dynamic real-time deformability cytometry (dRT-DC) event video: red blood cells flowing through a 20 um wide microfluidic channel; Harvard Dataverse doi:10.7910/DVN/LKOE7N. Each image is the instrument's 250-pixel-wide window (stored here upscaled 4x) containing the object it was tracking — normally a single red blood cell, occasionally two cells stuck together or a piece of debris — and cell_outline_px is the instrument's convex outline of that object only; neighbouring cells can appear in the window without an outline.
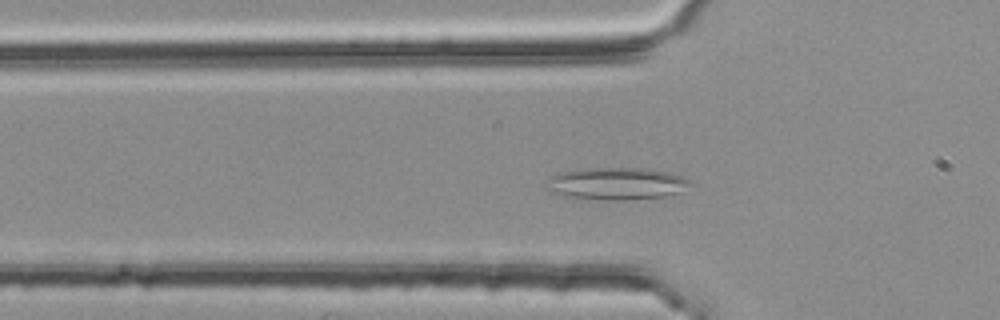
{"species": "common noctule bat (a hibernating species)", "species_latin": "Nyctalus noctula", "temperature_condition": "room temperature", "stored_images_in_passage": 44, "camera_frame_rate_fps": 3000, "um_per_image_px": 0.085, "animal": {"sex": "female", "body_mass_g": 25.1}, "frame": {"image": 1, "passage_image": 11, "time_ms": 3.333, "image_size_px": [1000, 320], "cell_outline_px": [[692, 184], [680, 192], [664, 196], [624, 200], [576, 200], [548, 192], [544, 188], [544, 184], [552, 176], [564, 172], [580, 168], [644, 168], [668, 172], [680, 176], [688, 180]], "centroid_in_image_um": [52.29, 15.63], "position_along_channel_um": 73.5, "area_um2": 27.51}}
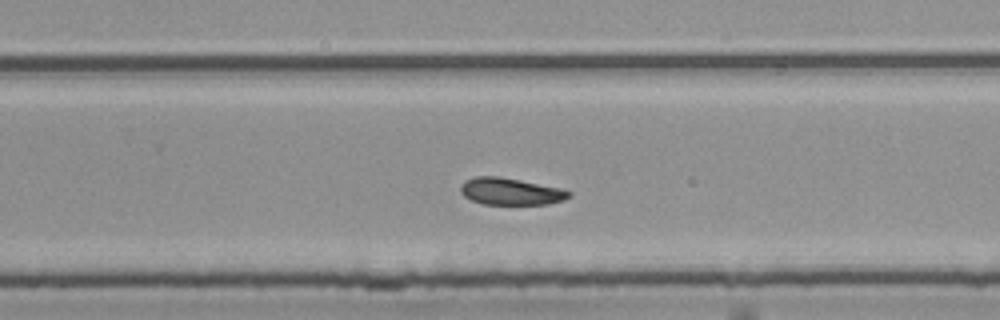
{"frame": {"image": 2, "passage_image": 28, "time_ms": 9.0, "image_size_px": [1000, 320], "cell_outline_px": [[572, 196], [564, 200], [548, 204], [484, 204], [472, 200], [464, 196], [460, 192], [460, 184], [464, 180], [476, 176], [500, 176], [564, 188], [572, 192]], "centroid_in_image_um": [43.43, 16.26], "position_along_channel_um": 286.4, "area_um2": 17.34}}
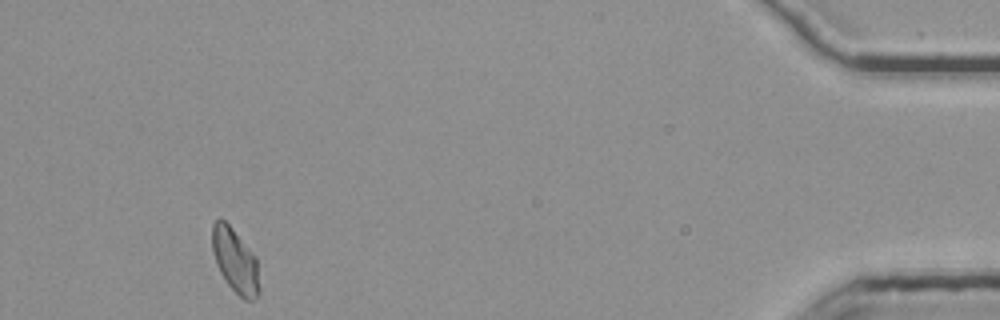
{"frame": {"image": 3, "passage_image": 44, "time_ms": 14.333, "image_size_px": [1000, 320], "cell_outline_px": [[260, 292], [252, 300], [244, 300], [228, 284], [220, 272], [216, 264], [212, 252], [212, 224], [216, 220], [224, 220], [232, 228], [256, 256], [260, 288]], "centroid_in_image_um": [19.99, 22.16], "position_along_channel_um": 415.2, "area_um2": 17.57}}